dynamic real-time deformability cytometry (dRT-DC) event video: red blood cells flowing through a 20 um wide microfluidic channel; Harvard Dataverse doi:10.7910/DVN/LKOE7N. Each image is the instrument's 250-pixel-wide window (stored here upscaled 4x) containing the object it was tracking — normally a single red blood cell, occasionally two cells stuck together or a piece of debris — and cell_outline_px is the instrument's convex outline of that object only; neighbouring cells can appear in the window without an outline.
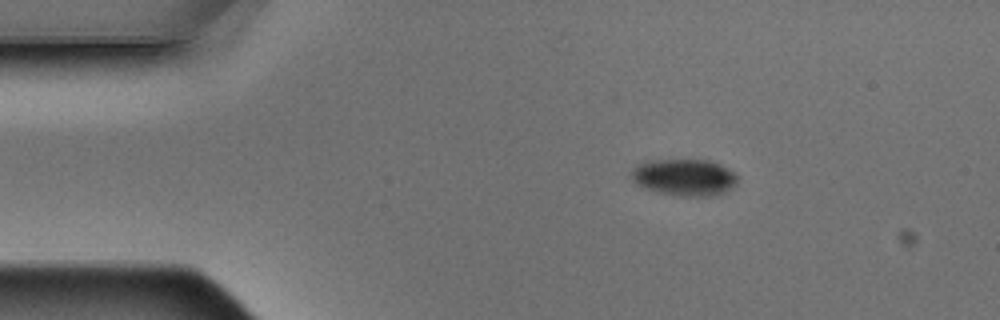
{"species": "Egyptian fruit bat (a non-hibernating species)", "species_latin": "Rousettus aegyptiacus", "temperature_condition": "warm", "stored_images_in_passage": 4, "camera_frame_rate_fps": 3000, "um_per_image_px": 0.085, "animal": {"sex": "male"}, "frame": {"image": 1, "passage_image": 2, "time_ms": 0.333, "image_size_px": [1000, 320], "cell_outline_px": [[740, 176], [736, 184], [732, 188], [716, 196], [680, 196], [660, 192], [644, 188], [636, 184], [628, 176], [628, 172], [636, 164], [644, 160], [708, 160], [720, 164], [736, 172]], "centroid_in_image_um": [58.15, 15.06], "position_along_channel_um": 26.8, "area_um2": 23.35}}
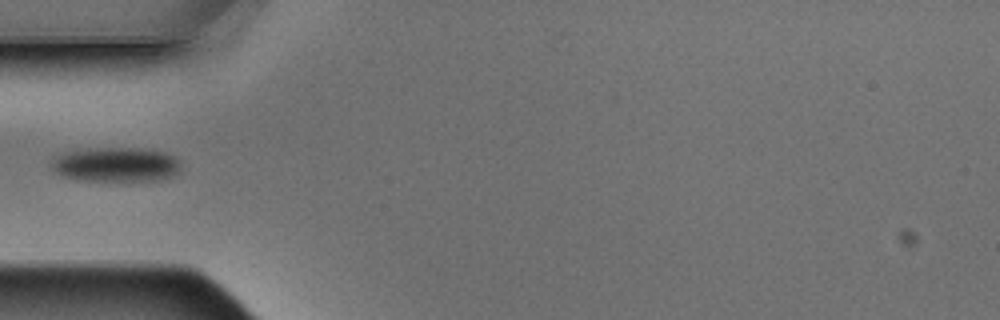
{"frame": {"image": 2, "passage_image": 4, "time_ms": 1.0, "image_size_px": [1000, 320], "cell_outline_px": [[180, 168], [172, 176], [156, 180], [76, 180], [60, 176], [52, 168], [52, 156], [64, 152], [96, 148], [140, 148], [164, 152], [180, 160]], "centroid_in_image_um": [9.8, 13.98], "position_along_channel_um": 75.2, "area_um2": 25.95}}